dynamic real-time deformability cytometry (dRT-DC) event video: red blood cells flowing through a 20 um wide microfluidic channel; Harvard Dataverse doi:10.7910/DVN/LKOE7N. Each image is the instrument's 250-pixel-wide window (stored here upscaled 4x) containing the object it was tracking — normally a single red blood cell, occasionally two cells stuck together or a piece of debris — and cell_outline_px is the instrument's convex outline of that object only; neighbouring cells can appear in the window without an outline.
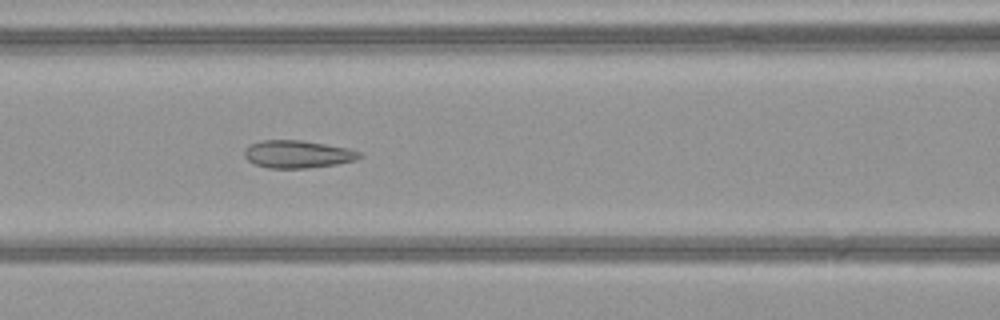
{"species": "common noctule bat (a hibernating species)", "species_latin": "Nyctalus noctula", "temperature_condition": "warm", "stored_images_in_passage": 51, "camera_frame_rate_fps": 3000, "um_per_image_px": 0.085, "animal": {"sex": "female", "body_mass_g": 21.9}, "frame": {"image": 1, "passage_image": 23, "time_ms": 7.333, "image_size_px": [1000, 320], "cell_outline_px": [[364, 156], [356, 160], [336, 164], [308, 168], [268, 168], [256, 164], [248, 160], [244, 156], [244, 152], [252, 144], [260, 140], [304, 140], [348, 148], [360, 152]], "centroid_in_image_um": [25.34, 13.1], "position_along_channel_um": 141.3, "area_um2": 18.5}}
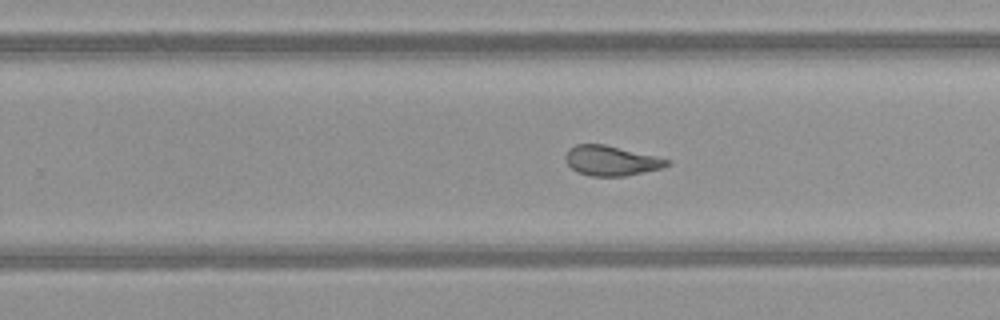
{"frame": {"image": 2, "passage_image": 33, "time_ms": 10.667, "image_size_px": [1000, 320], "cell_outline_px": [[672, 164], [664, 168], [624, 176], [592, 176], [576, 172], [564, 160], [564, 156], [568, 148], [576, 144], [604, 144], [672, 160]], "centroid_in_image_um": [51.95, 13.66], "position_along_channel_um": 277.8, "area_um2": 17.86}}
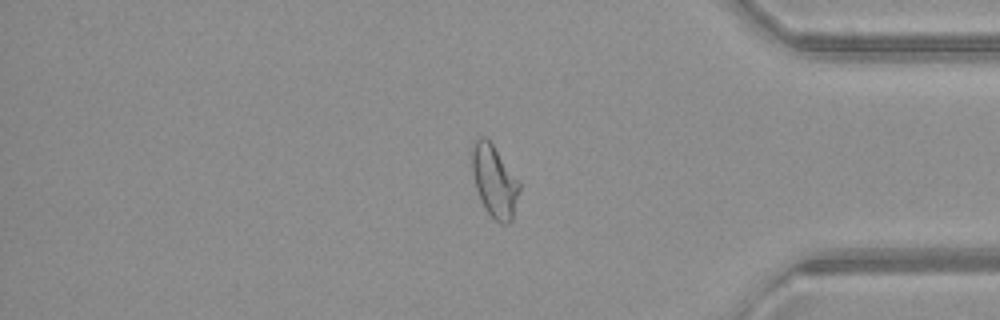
{"frame": {"image": 3, "passage_image": 43, "time_ms": 14.0, "image_size_px": [1000, 320], "cell_outline_px": [[520, 188], [512, 220], [508, 224], [500, 224], [484, 208], [480, 200], [476, 188], [472, 172], [472, 148], [476, 140], [480, 136], [484, 136], [492, 144], [520, 180]], "centroid_in_image_um": [42.04, 15.41], "position_along_channel_um": 393.2, "area_um2": 19.88}, "authors_computed_cell_mechanics": {"area_um2": 19.941, "velocity_mm_per_s": 4.1082, "shape_relaxation_time_tau1_ms": null, "shape_relaxation_time_tau2_ms": 0.7932, "deformation_change_tau1": null, "deformation_change_tau2": 0.0892}}